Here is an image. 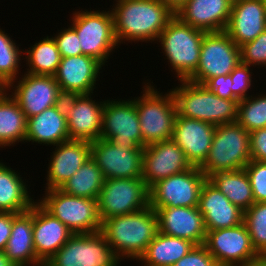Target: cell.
<instances>
[{
    "instance_id": "6da1fadb",
    "label": "cell",
    "mask_w": 266,
    "mask_h": 266,
    "mask_svg": "<svg viewBox=\"0 0 266 266\" xmlns=\"http://www.w3.org/2000/svg\"><path fill=\"white\" fill-rule=\"evenodd\" d=\"M114 32L118 45L124 41H157L175 16L160 0H114ZM148 41V42H147Z\"/></svg>"
},
{
    "instance_id": "7a4b0ae2",
    "label": "cell",
    "mask_w": 266,
    "mask_h": 266,
    "mask_svg": "<svg viewBox=\"0 0 266 266\" xmlns=\"http://www.w3.org/2000/svg\"><path fill=\"white\" fill-rule=\"evenodd\" d=\"M100 232L121 261L125 258L138 261L158 232V217L156 211L148 206L131 214L103 220Z\"/></svg>"
},
{
    "instance_id": "3957f363",
    "label": "cell",
    "mask_w": 266,
    "mask_h": 266,
    "mask_svg": "<svg viewBox=\"0 0 266 266\" xmlns=\"http://www.w3.org/2000/svg\"><path fill=\"white\" fill-rule=\"evenodd\" d=\"M178 81L180 84L170 90L179 116L215 126L237 121L239 99L220 98L204 85L188 80Z\"/></svg>"
},
{
    "instance_id": "277c9868",
    "label": "cell",
    "mask_w": 266,
    "mask_h": 266,
    "mask_svg": "<svg viewBox=\"0 0 266 266\" xmlns=\"http://www.w3.org/2000/svg\"><path fill=\"white\" fill-rule=\"evenodd\" d=\"M142 95L134 97L142 132V147L172 139L174 122L177 115L173 93L167 90L165 94L151 82H143Z\"/></svg>"
},
{
    "instance_id": "5b68a950",
    "label": "cell",
    "mask_w": 266,
    "mask_h": 266,
    "mask_svg": "<svg viewBox=\"0 0 266 266\" xmlns=\"http://www.w3.org/2000/svg\"><path fill=\"white\" fill-rule=\"evenodd\" d=\"M207 32L183 23L176 15L168 22L157 42L177 80H187L197 69L201 43ZM174 70V71H173Z\"/></svg>"
},
{
    "instance_id": "8992f818",
    "label": "cell",
    "mask_w": 266,
    "mask_h": 266,
    "mask_svg": "<svg viewBox=\"0 0 266 266\" xmlns=\"http://www.w3.org/2000/svg\"><path fill=\"white\" fill-rule=\"evenodd\" d=\"M250 133L237 121L216 126L205 162L199 169L208 178L216 172L245 168L251 161Z\"/></svg>"
},
{
    "instance_id": "52a82bcc",
    "label": "cell",
    "mask_w": 266,
    "mask_h": 266,
    "mask_svg": "<svg viewBox=\"0 0 266 266\" xmlns=\"http://www.w3.org/2000/svg\"><path fill=\"white\" fill-rule=\"evenodd\" d=\"M71 17V27L76 31L83 55L91 56L104 66L113 49L118 48L113 14L107 10H80Z\"/></svg>"
},
{
    "instance_id": "ba28073f",
    "label": "cell",
    "mask_w": 266,
    "mask_h": 266,
    "mask_svg": "<svg viewBox=\"0 0 266 266\" xmlns=\"http://www.w3.org/2000/svg\"><path fill=\"white\" fill-rule=\"evenodd\" d=\"M37 201L74 234L101 231L97 199L65 194L60 189L45 190Z\"/></svg>"
},
{
    "instance_id": "9c48e42d",
    "label": "cell",
    "mask_w": 266,
    "mask_h": 266,
    "mask_svg": "<svg viewBox=\"0 0 266 266\" xmlns=\"http://www.w3.org/2000/svg\"><path fill=\"white\" fill-rule=\"evenodd\" d=\"M116 256L101 232L73 234L44 266H118Z\"/></svg>"
},
{
    "instance_id": "30bf717a",
    "label": "cell",
    "mask_w": 266,
    "mask_h": 266,
    "mask_svg": "<svg viewBox=\"0 0 266 266\" xmlns=\"http://www.w3.org/2000/svg\"><path fill=\"white\" fill-rule=\"evenodd\" d=\"M97 205L101 222L143 210L150 206L149 187L142 178L105 179Z\"/></svg>"
},
{
    "instance_id": "8fae6325",
    "label": "cell",
    "mask_w": 266,
    "mask_h": 266,
    "mask_svg": "<svg viewBox=\"0 0 266 266\" xmlns=\"http://www.w3.org/2000/svg\"><path fill=\"white\" fill-rule=\"evenodd\" d=\"M241 63L240 47L225 32H209L203 37L196 71L187 79L203 85L208 79L230 74Z\"/></svg>"
},
{
    "instance_id": "7c38bea8",
    "label": "cell",
    "mask_w": 266,
    "mask_h": 266,
    "mask_svg": "<svg viewBox=\"0 0 266 266\" xmlns=\"http://www.w3.org/2000/svg\"><path fill=\"white\" fill-rule=\"evenodd\" d=\"M100 139L111 140L123 149H144L134 99L105 100Z\"/></svg>"
},
{
    "instance_id": "4fadbf2b",
    "label": "cell",
    "mask_w": 266,
    "mask_h": 266,
    "mask_svg": "<svg viewBox=\"0 0 266 266\" xmlns=\"http://www.w3.org/2000/svg\"><path fill=\"white\" fill-rule=\"evenodd\" d=\"M207 177L199 169H190L157 181L149 188L150 206L162 207H197L203 183Z\"/></svg>"
},
{
    "instance_id": "5bb4252c",
    "label": "cell",
    "mask_w": 266,
    "mask_h": 266,
    "mask_svg": "<svg viewBox=\"0 0 266 266\" xmlns=\"http://www.w3.org/2000/svg\"><path fill=\"white\" fill-rule=\"evenodd\" d=\"M203 245L219 266H247L260 256L244 222L232 228L208 231Z\"/></svg>"
},
{
    "instance_id": "9a60e30c",
    "label": "cell",
    "mask_w": 266,
    "mask_h": 266,
    "mask_svg": "<svg viewBox=\"0 0 266 266\" xmlns=\"http://www.w3.org/2000/svg\"><path fill=\"white\" fill-rule=\"evenodd\" d=\"M21 77L12 81L5 89L11 92L10 95L17 101L26 119L55 106L60 87L54 76L25 72Z\"/></svg>"
},
{
    "instance_id": "2e32d148",
    "label": "cell",
    "mask_w": 266,
    "mask_h": 266,
    "mask_svg": "<svg viewBox=\"0 0 266 266\" xmlns=\"http://www.w3.org/2000/svg\"><path fill=\"white\" fill-rule=\"evenodd\" d=\"M144 149H123L111 140L91 142V158L105 179L142 178Z\"/></svg>"
},
{
    "instance_id": "e0dca14e",
    "label": "cell",
    "mask_w": 266,
    "mask_h": 266,
    "mask_svg": "<svg viewBox=\"0 0 266 266\" xmlns=\"http://www.w3.org/2000/svg\"><path fill=\"white\" fill-rule=\"evenodd\" d=\"M191 167L184 151L172 139L144 147L142 179L149 188L157 181L182 173Z\"/></svg>"
},
{
    "instance_id": "ac0fdd59",
    "label": "cell",
    "mask_w": 266,
    "mask_h": 266,
    "mask_svg": "<svg viewBox=\"0 0 266 266\" xmlns=\"http://www.w3.org/2000/svg\"><path fill=\"white\" fill-rule=\"evenodd\" d=\"M216 126L176 115L172 140L184 151L187 161L200 167L206 160Z\"/></svg>"
},
{
    "instance_id": "d6986e66",
    "label": "cell",
    "mask_w": 266,
    "mask_h": 266,
    "mask_svg": "<svg viewBox=\"0 0 266 266\" xmlns=\"http://www.w3.org/2000/svg\"><path fill=\"white\" fill-rule=\"evenodd\" d=\"M158 217V231L203 245L206 237L204 217L197 207L153 208Z\"/></svg>"
},
{
    "instance_id": "ffe728a7",
    "label": "cell",
    "mask_w": 266,
    "mask_h": 266,
    "mask_svg": "<svg viewBox=\"0 0 266 266\" xmlns=\"http://www.w3.org/2000/svg\"><path fill=\"white\" fill-rule=\"evenodd\" d=\"M51 154L45 190L60 189L91 157V142L68 140L56 145Z\"/></svg>"
},
{
    "instance_id": "44dd1931",
    "label": "cell",
    "mask_w": 266,
    "mask_h": 266,
    "mask_svg": "<svg viewBox=\"0 0 266 266\" xmlns=\"http://www.w3.org/2000/svg\"><path fill=\"white\" fill-rule=\"evenodd\" d=\"M198 208L204 217L207 232L243 223L244 211L232 204L208 179L202 185Z\"/></svg>"
},
{
    "instance_id": "7402d4cb",
    "label": "cell",
    "mask_w": 266,
    "mask_h": 266,
    "mask_svg": "<svg viewBox=\"0 0 266 266\" xmlns=\"http://www.w3.org/2000/svg\"><path fill=\"white\" fill-rule=\"evenodd\" d=\"M103 66L100 61L88 55L61 57L54 77L60 89L93 94Z\"/></svg>"
},
{
    "instance_id": "603a6c76",
    "label": "cell",
    "mask_w": 266,
    "mask_h": 266,
    "mask_svg": "<svg viewBox=\"0 0 266 266\" xmlns=\"http://www.w3.org/2000/svg\"><path fill=\"white\" fill-rule=\"evenodd\" d=\"M74 233L47 212L37 201L33 204V242L37 258L45 264Z\"/></svg>"
},
{
    "instance_id": "cb8c5ba5",
    "label": "cell",
    "mask_w": 266,
    "mask_h": 266,
    "mask_svg": "<svg viewBox=\"0 0 266 266\" xmlns=\"http://www.w3.org/2000/svg\"><path fill=\"white\" fill-rule=\"evenodd\" d=\"M233 0H187L176 16L193 28L222 32L229 23Z\"/></svg>"
},
{
    "instance_id": "d4e9b609",
    "label": "cell",
    "mask_w": 266,
    "mask_h": 266,
    "mask_svg": "<svg viewBox=\"0 0 266 266\" xmlns=\"http://www.w3.org/2000/svg\"><path fill=\"white\" fill-rule=\"evenodd\" d=\"M264 30L266 17L263 0H233L225 32L238 47L253 41Z\"/></svg>"
},
{
    "instance_id": "484cf974",
    "label": "cell",
    "mask_w": 266,
    "mask_h": 266,
    "mask_svg": "<svg viewBox=\"0 0 266 266\" xmlns=\"http://www.w3.org/2000/svg\"><path fill=\"white\" fill-rule=\"evenodd\" d=\"M93 94H82L67 118L70 140L93 142L100 139L105 100L96 102Z\"/></svg>"
},
{
    "instance_id": "4316f807",
    "label": "cell",
    "mask_w": 266,
    "mask_h": 266,
    "mask_svg": "<svg viewBox=\"0 0 266 266\" xmlns=\"http://www.w3.org/2000/svg\"><path fill=\"white\" fill-rule=\"evenodd\" d=\"M4 252L16 266H44L36 256L33 242V206L26 212L13 213L11 235Z\"/></svg>"
},
{
    "instance_id": "83f0119b",
    "label": "cell",
    "mask_w": 266,
    "mask_h": 266,
    "mask_svg": "<svg viewBox=\"0 0 266 266\" xmlns=\"http://www.w3.org/2000/svg\"><path fill=\"white\" fill-rule=\"evenodd\" d=\"M70 140L68 135L67 119L64 118L55 106L47 108L40 114L27 119L25 142L53 145Z\"/></svg>"
},
{
    "instance_id": "f1b7e54d",
    "label": "cell",
    "mask_w": 266,
    "mask_h": 266,
    "mask_svg": "<svg viewBox=\"0 0 266 266\" xmlns=\"http://www.w3.org/2000/svg\"><path fill=\"white\" fill-rule=\"evenodd\" d=\"M15 171L0 161V212L3 213H23L35 203L28 191V181Z\"/></svg>"
},
{
    "instance_id": "f546056e",
    "label": "cell",
    "mask_w": 266,
    "mask_h": 266,
    "mask_svg": "<svg viewBox=\"0 0 266 266\" xmlns=\"http://www.w3.org/2000/svg\"><path fill=\"white\" fill-rule=\"evenodd\" d=\"M195 244L183 238L157 232L153 241L138 261L142 266H172L188 254Z\"/></svg>"
},
{
    "instance_id": "4dcf8cb0",
    "label": "cell",
    "mask_w": 266,
    "mask_h": 266,
    "mask_svg": "<svg viewBox=\"0 0 266 266\" xmlns=\"http://www.w3.org/2000/svg\"><path fill=\"white\" fill-rule=\"evenodd\" d=\"M7 92V93H6ZM27 119L5 88L0 93V148L25 142Z\"/></svg>"
},
{
    "instance_id": "1f68e13d",
    "label": "cell",
    "mask_w": 266,
    "mask_h": 266,
    "mask_svg": "<svg viewBox=\"0 0 266 266\" xmlns=\"http://www.w3.org/2000/svg\"><path fill=\"white\" fill-rule=\"evenodd\" d=\"M227 199L242 211L255 203L249 176L245 170L216 172L207 178Z\"/></svg>"
},
{
    "instance_id": "d6a6232c",
    "label": "cell",
    "mask_w": 266,
    "mask_h": 266,
    "mask_svg": "<svg viewBox=\"0 0 266 266\" xmlns=\"http://www.w3.org/2000/svg\"><path fill=\"white\" fill-rule=\"evenodd\" d=\"M104 181L102 170L90 157L60 190L72 196L98 199Z\"/></svg>"
},
{
    "instance_id": "836d02e7",
    "label": "cell",
    "mask_w": 266,
    "mask_h": 266,
    "mask_svg": "<svg viewBox=\"0 0 266 266\" xmlns=\"http://www.w3.org/2000/svg\"><path fill=\"white\" fill-rule=\"evenodd\" d=\"M42 39L30 46L29 50H24V59H26L24 61H27V67L29 66L26 68V73L54 76L61 61V55L52 36Z\"/></svg>"
},
{
    "instance_id": "e575fe53",
    "label": "cell",
    "mask_w": 266,
    "mask_h": 266,
    "mask_svg": "<svg viewBox=\"0 0 266 266\" xmlns=\"http://www.w3.org/2000/svg\"><path fill=\"white\" fill-rule=\"evenodd\" d=\"M16 44L9 34H5L0 28V85L3 88L16 80L20 74V60L24 59V50L19 49Z\"/></svg>"
},
{
    "instance_id": "d590c367",
    "label": "cell",
    "mask_w": 266,
    "mask_h": 266,
    "mask_svg": "<svg viewBox=\"0 0 266 266\" xmlns=\"http://www.w3.org/2000/svg\"><path fill=\"white\" fill-rule=\"evenodd\" d=\"M237 122L249 133L266 128V94L250 95L239 100Z\"/></svg>"
},
{
    "instance_id": "8d00e7d4",
    "label": "cell",
    "mask_w": 266,
    "mask_h": 266,
    "mask_svg": "<svg viewBox=\"0 0 266 266\" xmlns=\"http://www.w3.org/2000/svg\"><path fill=\"white\" fill-rule=\"evenodd\" d=\"M243 222L256 252L266 256V202L254 203L244 211Z\"/></svg>"
},
{
    "instance_id": "74e56055",
    "label": "cell",
    "mask_w": 266,
    "mask_h": 266,
    "mask_svg": "<svg viewBox=\"0 0 266 266\" xmlns=\"http://www.w3.org/2000/svg\"><path fill=\"white\" fill-rule=\"evenodd\" d=\"M241 63L245 65L260 66L266 69V30L253 41L240 46Z\"/></svg>"
},
{
    "instance_id": "f35d334b",
    "label": "cell",
    "mask_w": 266,
    "mask_h": 266,
    "mask_svg": "<svg viewBox=\"0 0 266 266\" xmlns=\"http://www.w3.org/2000/svg\"><path fill=\"white\" fill-rule=\"evenodd\" d=\"M245 170L250 179L255 203L266 202V162L251 160Z\"/></svg>"
},
{
    "instance_id": "ab89813d",
    "label": "cell",
    "mask_w": 266,
    "mask_h": 266,
    "mask_svg": "<svg viewBox=\"0 0 266 266\" xmlns=\"http://www.w3.org/2000/svg\"><path fill=\"white\" fill-rule=\"evenodd\" d=\"M59 31L54 35L53 39L56 42L61 57L81 55L82 49L76 31L71 26Z\"/></svg>"
},
{
    "instance_id": "60d3db41",
    "label": "cell",
    "mask_w": 266,
    "mask_h": 266,
    "mask_svg": "<svg viewBox=\"0 0 266 266\" xmlns=\"http://www.w3.org/2000/svg\"><path fill=\"white\" fill-rule=\"evenodd\" d=\"M251 71V72H250ZM249 65L240 63L230 74L233 84V94L239 99L249 97L248 91L252 85V72ZM250 88V89H249Z\"/></svg>"
},
{
    "instance_id": "b9f144b4",
    "label": "cell",
    "mask_w": 266,
    "mask_h": 266,
    "mask_svg": "<svg viewBox=\"0 0 266 266\" xmlns=\"http://www.w3.org/2000/svg\"><path fill=\"white\" fill-rule=\"evenodd\" d=\"M172 266H219L204 245H195L182 259Z\"/></svg>"
},
{
    "instance_id": "7bdbcfd3",
    "label": "cell",
    "mask_w": 266,
    "mask_h": 266,
    "mask_svg": "<svg viewBox=\"0 0 266 266\" xmlns=\"http://www.w3.org/2000/svg\"><path fill=\"white\" fill-rule=\"evenodd\" d=\"M209 91L224 99H238L233 94V84L231 74L220 75L208 79L203 84Z\"/></svg>"
},
{
    "instance_id": "ee69618b",
    "label": "cell",
    "mask_w": 266,
    "mask_h": 266,
    "mask_svg": "<svg viewBox=\"0 0 266 266\" xmlns=\"http://www.w3.org/2000/svg\"><path fill=\"white\" fill-rule=\"evenodd\" d=\"M251 160L266 162V128L250 132Z\"/></svg>"
},
{
    "instance_id": "f6af8a7d",
    "label": "cell",
    "mask_w": 266,
    "mask_h": 266,
    "mask_svg": "<svg viewBox=\"0 0 266 266\" xmlns=\"http://www.w3.org/2000/svg\"><path fill=\"white\" fill-rule=\"evenodd\" d=\"M81 95L82 94L77 91L60 89L55 101V107L57 108L58 112L67 119L70 111L73 109L74 105Z\"/></svg>"
},
{
    "instance_id": "bcb514c9",
    "label": "cell",
    "mask_w": 266,
    "mask_h": 266,
    "mask_svg": "<svg viewBox=\"0 0 266 266\" xmlns=\"http://www.w3.org/2000/svg\"><path fill=\"white\" fill-rule=\"evenodd\" d=\"M13 213L0 212V251H4L11 235Z\"/></svg>"
},
{
    "instance_id": "7dc6e473",
    "label": "cell",
    "mask_w": 266,
    "mask_h": 266,
    "mask_svg": "<svg viewBox=\"0 0 266 266\" xmlns=\"http://www.w3.org/2000/svg\"><path fill=\"white\" fill-rule=\"evenodd\" d=\"M174 15L184 6L187 0H160Z\"/></svg>"
},
{
    "instance_id": "c3c4849f",
    "label": "cell",
    "mask_w": 266,
    "mask_h": 266,
    "mask_svg": "<svg viewBox=\"0 0 266 266\" xmlns=\"http://www.w3.org/2000/svg\"><path fill=\"white\" fill-rule=\"evenodd\" d=\"M0 266H16L5 254L4 251H0Z\"/></svg>"
},
{
    "instance_id": "681fc988",
    "label": "cell",
    "mask_w": 266,
    "mask_h": 266,
    "mask_svg": "<svg viewBox=\"0 0 266 266\" xmlns=\"http://www.w3.org/2000/svg\"><path fill=\"white\" fill-rule=\"evenodd\" d=\"M247 266H266V256H259Z\"/></svg>"
},
{
    "instance_id": "f907efd6",
    "label": "cell",
    "mask_w": 266,
    "mask_h": 266,
    "mask_svg": "<svg viewBox=\"0 0 266 266\" xmlns=\"http://www.w3.org/2000/svg\"><path fill=\"white\" fill-rule=\"evenodd\" d=\"M264 5H265V17H266V0H263Z\"/></svg>"
},
{
    "instance_id": "816d5d0a",
    "label": "cell",
    "mask_w": 266,
    "mask_h": 266,
    "mask_svg": "<svg viewBox=\"0 0 266 266\" xmlns=\"http://www.w3.org/2000/svg\"><path fill=\"white\" fill-rule=\"evenodd\" d=\"M3 89H4V88L0 85V93L2 92Z\"/></svg>"
}]
</instances>
